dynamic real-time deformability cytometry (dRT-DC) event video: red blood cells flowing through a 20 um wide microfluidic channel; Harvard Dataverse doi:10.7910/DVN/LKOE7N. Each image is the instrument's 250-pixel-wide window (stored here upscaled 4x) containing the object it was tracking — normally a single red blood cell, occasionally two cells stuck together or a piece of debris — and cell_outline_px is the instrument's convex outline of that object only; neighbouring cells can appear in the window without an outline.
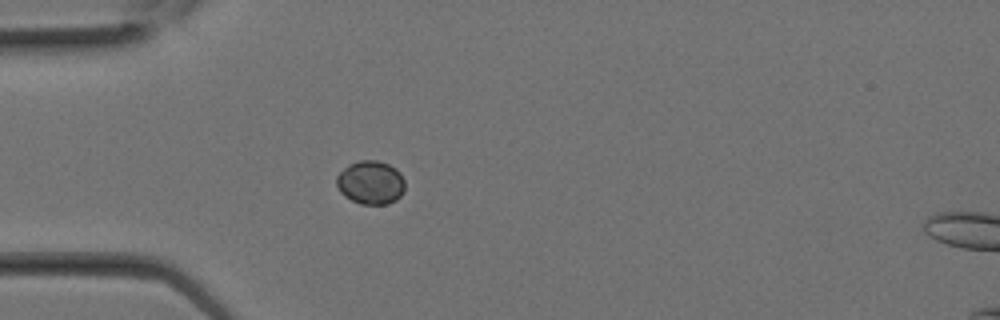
{"species": "Egyptian fruit bat (a non-hibernating species)", "species_latin": "Rousettus aegyptiacus", "temperature_condition": "room temperature", "stored_images_in_passage": 9, "camera_frame_rate_fps": 3000, "um_per_image_px": 0.085, "animal": {"sex": "female"}, "frame": {"image": 1, "passage_image": 1, "time_ms": 0.0, "image_size_px": [1000, 320], "cell_outline_px": [[404, 192], [396, 200], [388, 204], [360, 204], [344, 196], [340, 192], [336, 184], [336, 176], [348, 164], [360, 160], [376, 160], [388, 164], [396, 168], [400, 172], [404, 180]], "centroid_in_image_um": [31.5, 15.51], "position_along_channel_um": 53.5, "area_um2": 17.51}}
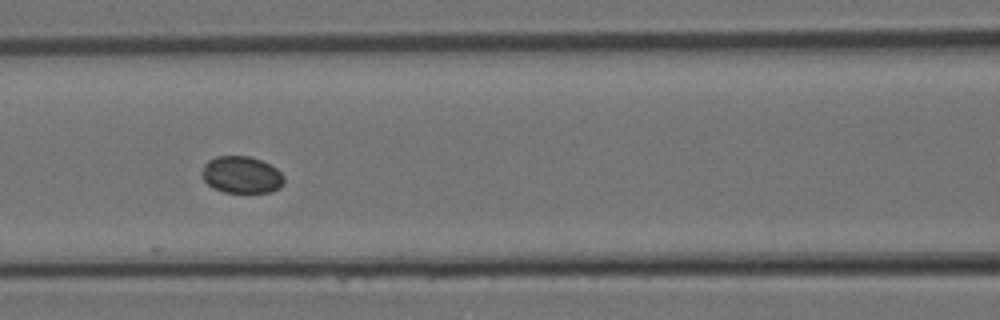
{"frame": {"image": 2, "passage_image": 5, "time_ms": 1.333, "image_size_px": [1000, 320], "cell_outline_px": [[284, 184], [280, 188], [272, 192], [224, 192], [212, 188], [200, 176], [200, 172], [204, 164], [208, 160], [216, 156], [248, 156], [260, 160], [276, 168], [284, 176]], "centroid_in_image_um": [20.51, 14.86], "position_along_channel_um": 146.1, "area_um2": 17.86}}
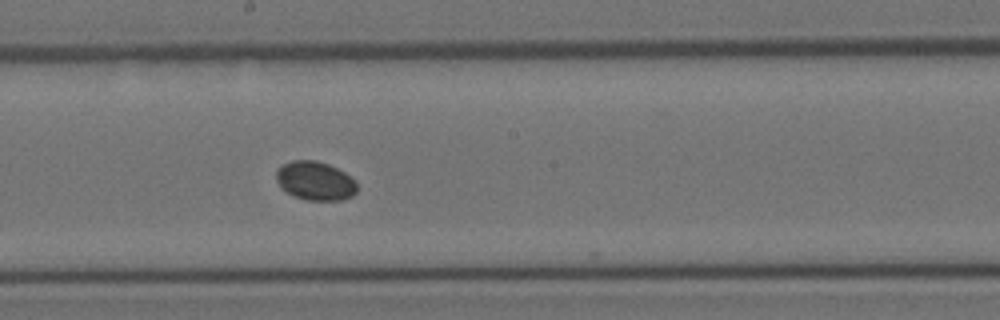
{"frame": {"image": 3, "passage_image": 8, "time_ms": 2.333, "image_size_px": [1000, 320], "cell_outline_px": [[356, 192], [352, 196], [340, 200], [308, 200], [296, 196], [280, 188], [276, 180], [276, 168], [292, 160], [316, 160], [328, 164], [344, 172], [356, 180]], "centroid_in_image_um": [26.78, 15.36], "position_along_channel_um": 221.4, "area_um2": 18.26}}